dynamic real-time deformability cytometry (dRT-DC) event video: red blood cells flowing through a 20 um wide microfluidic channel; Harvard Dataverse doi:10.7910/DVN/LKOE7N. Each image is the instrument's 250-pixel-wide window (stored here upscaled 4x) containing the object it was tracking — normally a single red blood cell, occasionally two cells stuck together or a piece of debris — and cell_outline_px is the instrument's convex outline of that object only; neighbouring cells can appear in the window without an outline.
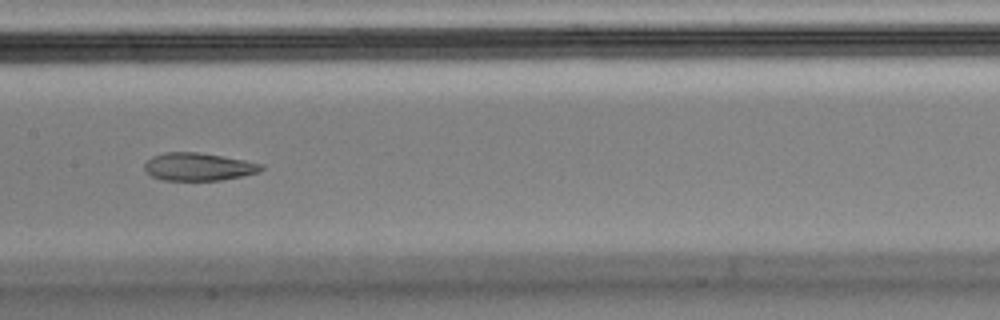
{"species": "Egyptian fruit bat (a non-hibernating species)", "species_latin": "Rousettus aegyptiacus", "temperature_condition": "cold", "stored_images_in_passage": 14, "camera_frame_rate_fps": 3000, "um_per_image_px": 0.085, "animal": {"sex": "male"}, "frame": {"image": 1, "passage_image": 7, "time_ms": 2.0, "image_size_px": [1000, 320], "cell_outline_px": [[264, 168], [260, 172], [220, 180], [160, 180], [152, 176], [144, 168], [144, 164], [152, 156], [164, 152], [196, 152], [244, 160], [264, 164]], "centroid_in_image_um": [16.86, 14.17], "position_along_channel_um": 190.5, "area_um2": 18.79}}